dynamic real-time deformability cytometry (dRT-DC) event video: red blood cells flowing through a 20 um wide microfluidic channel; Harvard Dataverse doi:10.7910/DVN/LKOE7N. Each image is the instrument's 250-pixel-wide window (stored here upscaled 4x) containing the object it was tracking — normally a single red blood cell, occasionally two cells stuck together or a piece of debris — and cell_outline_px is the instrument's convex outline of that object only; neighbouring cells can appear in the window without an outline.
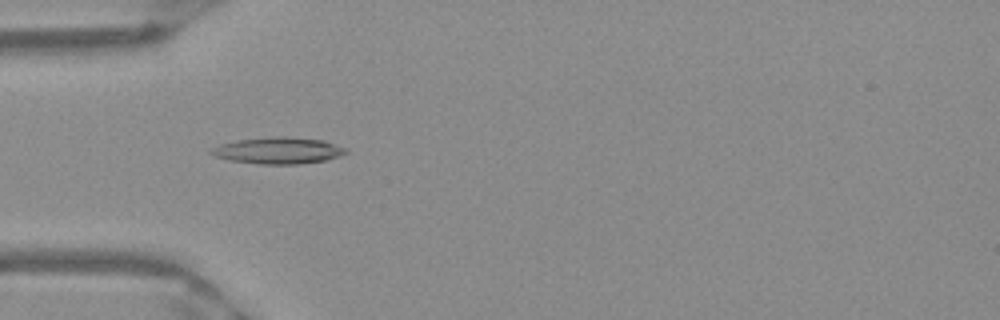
{"species": "Egyptian fruit bat (a non-hibernating species)", "species_latin": "Rousettus aegyptiacus", "temperature_condition": "warm", "stored_images_in_passage": 51, "camera_frame_rate_fps": 3000, "um_per_image_px": 0.085, "frame": {"image": 1, "passage_image": 16, "time_ms": 5.0, "image_size_px": [1000, 320], "cell_outline_px": [[348, 152], [340, 156], [324, 160], [300, 164], [260, 164], [228, 160], [216, 156], [208, 152], [212, 148], [220, 144], [240, 140], [276, 136], [284, 136], [324, 140], [344, 148]], "centroid_in_image_um": [23.64, 12.8], "position_along_channel_um": 61.4, "area_um2": 20.63}}
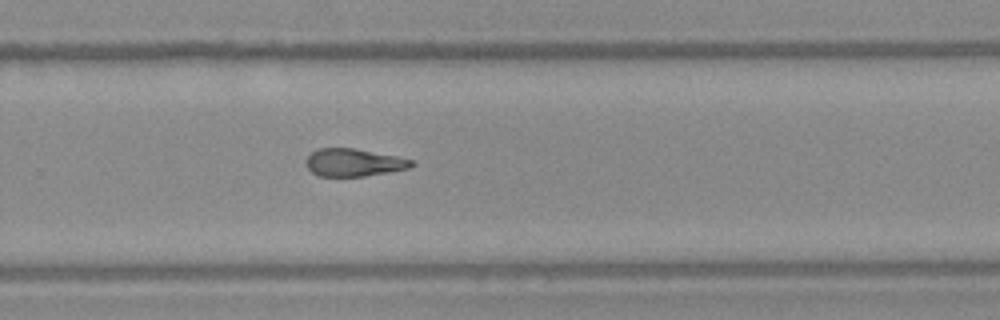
{"frame": {"image": 2, "passage_image": 34, "time_ms": 11.0, "image_size_px": [1000, 320], "cell_outline_px": [[416, 164], [408, 168], [388, 172], [364, 176], [316, 176], [304, 164], [304, 160], [312, 152], [320, 148], [352, 148], [396, 156], [412, 160]], "centroid_in_image_um": [30.02, 13.82], "position_along_channel_um": 299.8, "area_um2": 16.94}}
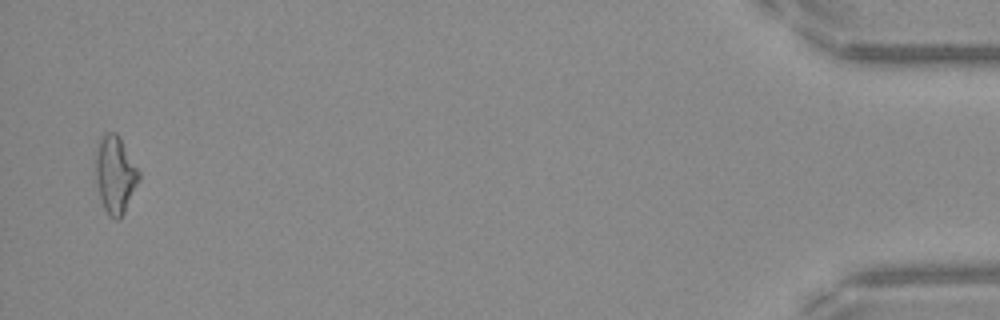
{"frame": {"image": 3, "passage_image": 50, "time_ms": 16.333, "image_size_px": [1000, 320], "cell_outline_px": [[140, 180], [124, 212], [116, 220], [108, 216], [100, 200], [96, 180], [96, 148], [104, 132], [116, 132], [120, 136], [140, 172]], "centroid_in_image_um": [9.8, 14.82], "position_along_channel_um": 425.4, "area_um2": 19.59}, "authors_computed_cell_mechanics": {"area_um2": 18.0914, "velocity_mm_per_s": 3.9958, "shape_relaxation_time_tau1_ms": null, "shape_relaxation_time_tau2_ms": 9.9199, "deformation_change_tau1": null, "deformation_change_tau2": 0.2419}}